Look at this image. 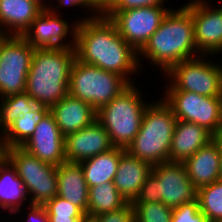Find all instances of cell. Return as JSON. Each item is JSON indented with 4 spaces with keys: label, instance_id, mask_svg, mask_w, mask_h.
I'll use <instances>...</instances> for the list:
<instances>
[{
    "label": "cell",
    "instance_id": "60d3db41",
    "mask_svg": "<svg viewBox=\"0 0 222 222\" xmlns=\"http://www.w3.org/2000/svg\"><path fill=\"white\" fill-rule=\"evenodd\" d=\"M4 157V148L2 145V141H1V136H0V160Z\"/></svg>",
    "mask_w": 222,
    "mask_h": 222
},
{
    "label": "cell",
    "instance_id": "8992f818",
    "mask_svg": "<svg viewBox=\"0 0 222 222\" xmlns=\"http://www.w3.org/2000/svg\"><path fill=\"white\" fill-rule=\"evenodd\" d=\"M135 84H130L118 96L96 111V120L109 134L114 147L126 149L140 130L145 109Z\"/></svg>",
    "mask_w": 222,
    "mask_h": 222
},
{
    "label": "cell",
    "instance_id": "4fadbf2b",
    "mask_svg": "<svg viewBox=\"0 0 222 222\" xmlns=\"http://www.w3.org/2000/svg\"><path fill=\"white\" fill-rule=\"evenodd\" d=\"M48 7L44 9L31 23L30 27L23 33L22 37L35 49L67 48L74 49L75 32L77 23L68 24L60 18L57 9ZM57 10V11H56ZM57 13V14H56ZM72 27V29L70 28ZM71 31V32H70ZM71 33L72 40L65 43V37ZM64 41V42H63Z\"/></svg>",
    "mask_w": 222,
    "mask_h": 222
},
{
    "label": "cell",
    "instance_id": "9a60e30c",
    "mask_svg": "<svg viewBox=\"0 0 222 222\" xmlns=\"http://www.w3.org/2000/svg\"><path fill=\"white\" fill-rule=\"evenodd\" d=\"M21 147L47 164L59 166L66 162L65 137L50 111L37 124L31 138Z\"/></svg>",
    "mask_w": 222,
    "mask_h": 222
},
{
    "label": "cell",
    "instance_id": "f35d334b",
    "mask_svg": "<svg viewBox=\"0 0 222 222\" xmlns=\"http://www.w3.org/2000/svg\"><path fill=\"white\" fill-rule=\"evenodd\" d=\"M34 2H36L37 4H39L43 9H48L49 5L48 4H44L45 0H32Z\"/></svg>",
    "mask_w": 222,
    "mask_h": 222
},
{
    "label": "cell",
    "instance_id": "d4e9b609",
    "mask_svg": "<svg viewBox=\"0 0 222 222\" xmlns=\"http://www.w3.org/2000/svg\"><path fill=\"white\" fill-rule=\"evenodd\" d=\"M50 111L47 106L37 104L29 113H25L23 118H18L1 134L3 148L21 147L34 133L37 124Z\"/></svg>",
    "mask_w": 222,
    "mask_h": 222
},
{
    "label": "cell",
    "instance_id": "ac0fdd59",
    "mask_svg": "<svg viewBox=\"0 0 222 222\" xmlns=\"http://www.w3.org/2000/svg\"><path fill=\"white\" fill-rule=\"evenodd\" d=\"M152 168L150 163L131 156L127 151L120 156L113 182L127 203H133L137 198Z\"/></svg>",
    "mask_w": 222,
    "mask_h": 222
},
{
    "label": "cell",
    "instance_id": "d6a6232c",
    "mask_svg": "<svg viewBox=\"0 0 222 222\" xmlns=\"http://www.w3.org/2000/svg\"><path fill=\"white\" fill-rule=\"evenodd\" d=\"M165 0H118L108 11H126L129 9L162 6Z\"/></svg>",
    "mask_w": 222,
    "mask_h": 222
},
{
    "label": "cell",
    "instance_id": "ba28073f",
    "mask_svg": "<svg viewBox=\"0 0 222 222\" xmlns=\"http://www.w3.org/2000/svg\"><path fill=\"white\" fill-rule=\"evenodd\" d=\"M4 157L15 168L28 197L32 196L30 204L45 205L57 196V166L42 162L22 147L4 149Z\"/></svg>",
    "mask_w": 222,
    "mask_h": 222
},
{
    "label": "cell",
    "instance_id": "277c9868",
    "mask_svg": "<svg viewBox=\"0 0 222 222\" xmlns=\"http://www.w3.org/2000/svg\"><path fill=\"white\" fill-rule=\"evenodd\" d=\"M177 118L163 100L148 104L140 130L126 151L152 166L169 162L170 146Z\"/></svg>",
    "mask_w": 222,
    "mask_h": 222
},
{
    "label": "cell",
    "instance_id": "8fae6325",
    "mask_svg": "<svg viewBox=\"0 0 222 222\" xmlns=\"http://www.w3.org/2000/svg\"><path fill=\"white\" fill-rule=\"evenodd\" d=\"M35 48L22 36L11 35L0 52V98L25 92Z\"/></svg>",
    "mask_w": 222,
    "mask_h": 222
},
{
    "label": "cell",
    "instance_id": "484cf974",
    "mask_svg": "<svg viewBox=\"0 0 222 222\" xmlns=\"http://www.w3.org/2000/svg\"><path fill=\"white\" fill-rule=\"evenodd\" d=\"M126 204L127 201L121 196L114 182L92 186L88 195V219L121 209Z\"/></svg>",
    "mask_w": 222,
    "mask_h": 222
},
{
    "label": "cell",
    "instance_id": "4316f807",
    "mask_svg": "<svg viewBox=\"0 0 222 222\" xmlns=\"http://www.w3.org/2000/svg\"><path fill=\"white\" fill-rule=\"evenodd\" d=\"M0 104V131L1 134L18 118L32 111L37 103L26 93L13 94L1 98Z\"/></svg>",
    "mask_w": 222,
    "mask_h": 222
},
{
    "label": "cell",
    "instance_id": "ab89813d",
    "mask_svg": "<svg viewBox=\"0 0 222 222\" xmlns=\"http://www.w3.org/2000/svg\"><path fill=\"white\" fill-rule=\"evenodd\" d=\"M219 180L222 181V150L220 151V170H219Z\"/></svg>",
    "mask_w": 222,
    "mask_h": 222
},
{
    "label": "cell",
    "instance_id": "3957f363",
    "mask_svg": "<svg viewBox=\"0 0 222 222\" xmlns=\"http://www.w3.org/2000/svg\"><path fill=\"white\" fill-rule=\"evenodd\" d=\"M75 50L35 49L27 75L25 92L39 105L51 108L69 94Z\"/></svg>",
    "mask_w": 222,
    "mask_h": 222
},
{
    "label": "cell",
    "instance_id": "ffe728a7",
    "mask_svg": "<svg viewBox=\"0 0 222 222\" xmlns=\"http://www.w3.org/2000/svg\"><path fill=\"white\" fill-rule=\"evenodd\" d=\"M57 196L77 206L88 219L89 187L80 163L64 162L57 166Z\"/></svg>",
    "mask_w": 222,
    "mask_h": 222
},
{
    "label": "cell",
    "instance_id": "5bb4252c",
    "mask_svg": "<svg viewBox=\"0 0 222 222\" xmlns=\"http://www.w3.org/2000/svg\"><path fill=\"white\" fill-rule=\"evenodd\" d=\"M194 38L201 55L222 52V6L210 7L204 0H191Z\"/></svg>",
    "mask_w": 222,
    "mask_h": 222
},
{
    "label": "cell",
    "instance_id": "7c38bea8",
    "mask_svg": "<svg viewBox=\"0 0 222 222\" xmlns=\"http://www.w3.org/2000/svg\"><path fill=\"white\" fill-rule=\"evenodd\" d=\"M171 10L146 6L126 11H107L104 15L116 26L120 36L139 52Z\"/></svg>",
    "mask_w": 222,
    "mask_h": 222
},
{
    "label": "cell",
    "instance_id": "603a6c76",
    "mask_svg": "<svg viewBox=\"0 0 222 222\" xmlns=\"http://www.w3.org/2000/svg\"><path fill=\"white\" fill-rule=\"evenodd\" d=\"M27 191L15 168L3 157L0 160V207L11 213H21L27 201Z\"/></svg>",
    "mask_w": 222,
    "mask_h": 222
},
{
    "label": "cell",
    "instance_id": "9c48e42d",
    "mask_svg": "<svg viewBox=\"0 0 222 222\" xmlns=\"http://www.w3.org/2000/svg\"><path fill=\"white\" fill-rule=\"evenodd\" d=\"M199 55L179 62L165 74L170 77L166 90L194 92L199 95L222 96V65ZM211 61V62H210ZM169 85V86H168Z\"/></svg>",
    "mask_w": 222,
    "mask_h": 222
},
{
    "label": "cell",
    "instance_id": "4dcf8cb0",
    "mask_svg": "<svg viewBox=\"0 0 222 222\" xmlns=\"http://www.w3.org/2000/svg\"><path fill=\"white\" fill-rule=\"evenodd\" d=\"M171 222H210L200 211L199 201L184 203L172 208Z\"/></svg>",
    "mask_w": 222,
    "mask_h": 222
},
{
    "label": "cell",
    "instance_id": "e575fe53",
    "mask_svg": "<svg viewBox=\"0 0 222 222\" xmlns=\"http://www.w3.org/2000/svg\"><path fill=\"white\" fill-rule=\"evenodd\" d=\"M30 207L27 222H50L48 211L44 205L30 204Z\"/></svg>",
    "mask_w": 222,
    "mask_h": 222
},
{
    "label": "cell",
    "instance_id": "74e56055",
    "mask_svg": "<svg viewBox=\"0 0 222 222\" xmlns=\"http://www.w3.org/2000/svg\"><path fill=\"white\" fill-rule=\"evenodd\" d=\"M10 34L3 33L0 31V52L3 46V43L10 37Z\"/></svg>",
    "mask_w": 222,
    "mask_h": 222
},
{
    "label": "cell",
    "instance_id": "836d02e7",
    "mask_svg": "<svg viewBox=\"0 0 222 222\" xmlns=\"http://www.w3.org/2000/svg\"><path fill=\"white\" fill-rule=\"evenodd\" d=\"M58 1V3L60 5H64V6H80V7H85L86 9L89 8V10H92L94 14L97 15V18L98 17H101L103 16L104 14L101 12V10L99 9L98 7V4H97V0H56ZM91 8V9H90Z\"/></svg>",
    "mask_w": 222,
    "mask_h": 222
},
{
    "label": "cell",
    "instance_id": "52a82bcc",
    "mask_svg": "<svg viewBox=\"0 0 222 222\" xmlns=\"http://www.w3.org/2000/svg\"><path fill=\"white\" fill-rule=\"evenodd\" d=\"M130 83L117 73L75 59L69 78V95L96 111L124 91Z\"/></svg>",
    "mask_w": 222,
    "mask_h": 222
},
{
    "label": "cell",
    "instance_id": "b9f144b4",
    "mask_svg": "<svg viewBox=\"0 0 222 222\" xmlns=\"http://www.w3.org/2000/svg\"><path fill=\"white\" fill-rule=\"evenodd\" d=\"M214 222H222V218H220V219H218V220H216Z\"/></svg>",
    "mask_w": 222,
    "mask_h": 222
},
{
    "label": "cell",
    "instance_id": "30bf717a",
    "mask_svg": "<svg viewBox=\"0 0 222 222\" xmlns=\"http://www.w3.org/2000/svg\"><path fill=\"white\" fill-rule=\"evenodd\" d=\"M163 98L177 120L196 123L211 134L221 126L222 96L208 97L189 91L165 90Z\"/></svg>",
    "mask_w": 222,
    "mask_h": 222
},
{
    "label": "cell",
    "instance_id": "e0dca14e",
    "mask_svg": "<svg viewBox=\"0 0 222 222\" xmlns=\"http://www.w3.org/2000/svg\"><path fill=\"white\" fill-rule=\"evenodd\" d=\"M50 112L54 115L64 137L89 126L96 120V110L90 104L69 94L54 104Z\"/></svg>",
    "mask_w": 222,
    "mask_h": 222
},
{
    "label": "cell",
    "instance_id": "1f68e13d",
    "mask_svg": "<svg viewBox=\"0 0 222 222\" xmlns=\"http://www.w3.org/2000/svg\"><path fill=\"white\" fill-rule=\"evenodd\" d=\"M88 222H135L133 204L127 203L121 209L99 214L88 219Z\"/></svg>",
    "mask_w": 222,
    "mask_h": 222
},
{
    "label": "cell",
    "instance_id": "7a4b0ae2",
    "mask_svg": "<svg viewBox=\"0 0 222 222\" xmlns=\"http://www.w3.org/2000/svg\"><path fill=\"white\" fill-rule=\"evenodd\" d=\"M199 55L189 1L181 8L168 12L157 31L138 52V61L139 56H145L144 59L160 66L164 74L175 64Z\"/></svg>",
    "mask_w": 222,
    "mask_h": 222
},
{
    "label": "cell",
    "instance_id": "2e32d148",
    "mask_svg": "<svg viewBox=\"0 0 222 222\" xmlns=\"http://www.w3.org/2000/svg\"><path fill=\"white\" fill-rule=\"evenodd\" d=\"M114 148L109 134L97 121L65 136L66 161L80 163Z\"/></svg>",
    "mask_w": 222,
    "mask_h": 222
},
{
    "label": "cell",
    "instance_id": "5b68a950",
    "mask_svg": "<svg viewBox=\"0 0 222 222\" xmlns=\"http://www.w3.org/2000/svg\"><path fill=\"white\" fill-rule=\"evenodd\" d=\"M198 200V189L188 177L183 162H163L154 165L132 204L162 202L176 208Z\"/></svg>",
    "mask_w": 222,
    "mask_h": 222
},
{
    "label": "cell",
    "instance_id": "44dd1931",
    "mask_svg": "<svg viewBox=\"0 0 222 222\" xmlns=\"http://www.w3.org/2000/svg\"><path fill=\"white\" fill-rule=\"evenodd\" d=\"M43 10L32 0H0V31L22 36Z\"/></svg>",
    "mask_w": 222,
    "mask_h": 222
},
{
    "label": "cell",
    "instance_id": "cb8c5ba5",
    "mask_svg": "<svg viewBox=\"0 0 222 222\" xmlns=\"http://www.w3.org/2000/svg\"><path fill=\"white\" fill-rule=\"evenodd\" d=\"M125 151L126 149L114 147L105 153L80 162L88 187L113 182L120 156Z\"/></svg>",
    "mask_w": 222,
    "mask_h": 222
},
{
    "label": "cell",
    "instance_id": "d590c367",
    "mask_svg": "<svg viewBox=\"0 0 222 222\" xmlns=\"http://www.w3.org/2000/svg\"><path fill=\"white\" fill-rule=\"evenodd\" d=\"M221 151L222 150V115H221V126L212 133L211 140Z\"/></svg>",
    "mask_w": 222,
    "mask_h": 222
},
{
    "label": "cell",
    "instance_id": "83f0119b",
    "mask_svg": "<svg viewBox=\"0 0 222 222\" xmlns=\"http://www.w3.org/2000/svg\"><path fill=\"white\" fill-rule=\"evenodd\" d=\"M200 211L214 222L222 218V181L217 180L198 189Z\"/></svg>",
    "mask_w": 222,
    "mask_h": 222
},
{
    "label": "cell",
    "instance_id": "d6986e66",
    "mask_svg": "<svg viewBox=\"0 0 222 222\" xmlns=\"http://www.w3.org/2000/svg\"><path fill=\"white\" fill-rule=\"evenodd\" d=\"M212 140V134L196 123L177 120L170 146L169 161L184 162Z\"/></svg>",
    "mask_w": 222,
    "mask_h": 222
},
{
    "label": "cell",
    "instance_id": "6da1fadb",
    "mask_svg": "<svg viewBox=\"0 0 222 222\" xmlns=\"http://www.w3.org/2000/svg\"><path fill=\"white\" fill-rule=\"evenodd\" d=\"M82 19L76 21V59L117 73L133 84L131 76L141 67L138 52L120 36L116 26L105 15Z\"/></svg>",
    "mask_w": 222,
    "mask_h": 222
},
{
    "label": "cell",
    "instance_id": "f546056e",
    "mask_svg": "<svg viewBox=\"0 0 222 222\" xmlns=\"http://www.w3.org/2000/svg\"><path fill=\"white\" fill-rule=\"evenodd\" d=\"M135 222H171L172 208L162 202L133 204Z\"/></svg>",
    "mask_w": 222,
    "mask_h": 222
},
{
    "label": "cell",
    "instance_id": "7402d4cb",
    "mask_svg": "<svg viewBox=\"0 0 222 222\" xmlns=\"http://www.w3.org/2000/svg\"><path fill=\"white\" fill-rule=\"evenodd\" d=\"M183 164L187 169L189 179L199 189L219 180L220 150L210 141L187 158Z\"/></svg>",
    "mask_w": 222,
    "mask_h": 222
},
{
    "label": "cell",
    "instance_id": "8d00e7d4",
    "mask_svg": "<svg viewBox=\"0 0 222 222\" xmlns=\"http://www.w3.org/2000/svg\"><path fill=\"white\" fill-rule=\"evenodd\" d=\"M118 0H97L99 9L105 14Z\"/></svg>",
    "mask_w": 222,
    "mask_h": 222
},
{
    "label": "cell",
    "instance_id": "f1b7e54d",
    "mask_svg": "<svg viewBox=\"0 0 222 222\" xmlns=\"http://www.w3.org/2000/svg\"><path fill=\"white\" fill-rule=\"evenodd\" d=\"M44 206L50 222H88L87 216L77 206L60 196L50 199Z\"/></svg>",
    "mask_w": 222,
    "mask_h": 222
}]
</instances>
